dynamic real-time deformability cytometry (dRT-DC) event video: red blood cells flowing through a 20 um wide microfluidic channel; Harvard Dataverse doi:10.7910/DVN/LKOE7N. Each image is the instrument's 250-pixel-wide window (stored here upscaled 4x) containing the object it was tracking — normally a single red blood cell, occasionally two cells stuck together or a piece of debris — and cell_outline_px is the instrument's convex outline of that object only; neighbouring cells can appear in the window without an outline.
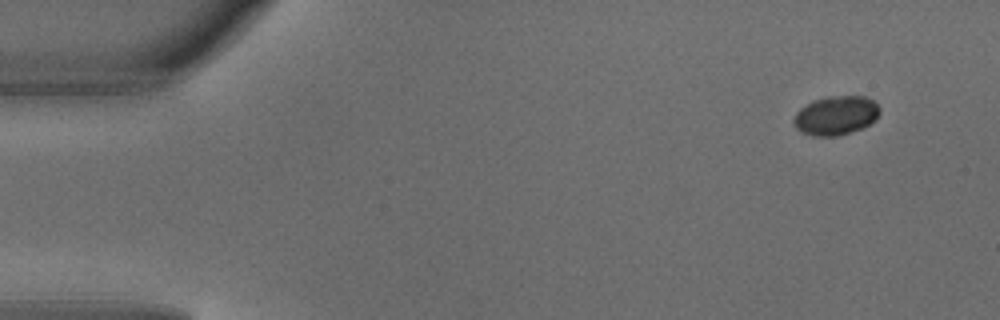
{"species": "common noctule bat (a hibernating species)", "species_latin": "Nyctalus noctula", "temperature_condition": "warm", "stored_images_in_passage": 3, "camera_frame_rate_fps": 3000, "um_per_image_px": 0.085, "animal": {"sex": "male", "body_mass_g": 18.8}, "frame": {"image": 1, "passage_image": 3, "time_ms": 0.667, "image_size_px": [1000, 320], "cell_outline_px": [[880, 112], [876, 120], [864, 128], [836, 136], [812, 136], [800, 132], [796, 128], [792, 120], [796, 112], [800, 108], [812, 100], [828, 96], [864, 96], [872, 100], [880, 108]], "centroid_in_image_um": [71.04, 9.82], "position_along_channel_um": 14.0, "area_um2": 19.83}}